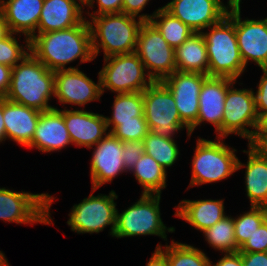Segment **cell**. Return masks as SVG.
<instances>
[{"instance_id":"obj_1","label":"cell","mask_w":267,"mask_h":266,"mask_svg":"<svg viewBox=\"0 0 267 266\" xmlns=\"http://www.w3.org/2000/svg\"><path fill=\"white\" fill-rule=\"evenodd\" d=\"M30 52L54 72L78 69L81 64L94 61L88 20L68 29L34 35L30 39ZM78 59L76 66H67Z\"/></svg>"},{"instance_id":"obj_2","label":"cell","mask_w":267,"mask_h":266,"mask_svg":"<svg viewBox=\"0 0 267 266\" xmlns=\"http://www.w3.org/2000/svg\"><path fill=\"white\" fill-rule=\"evenodd\" d=\"M55 72L49 70L31 52L12 68L11 82L5 98L41 112L55 108Z\"/></svg>"},{"instance_id":"obj_3","label":"cell","mask_w":267,"mask_h":266,"mask_svg":"<svg viewBox=\"0 0 267 266\" xmlns=\"http://www.w3.org/2000/svg\"><path fill=\"white\" fill-rule=\"evenodd\" d=\"M201 33L205 38L209 60L208 76L227 77L236 81L242 77L246 67L236 38L235 9H229L221 21Z\"/></svg>"},{"instance_id":"obj_4","label":"cell","mask_w":267,"mask_h":266,"mask_svg":"<svg viewBox=\"0 0 267 266\" xmlns=\"http://www.w3.org/2000/svg\"><path fill=\"white\" fill-rule=\"evenodd\" d=\"M90 18V19H89ZM88 20L94 58L135 52L138 32L143 21L125 13L86 17Z\"/></svg>"},{"instance_id":"obj_5","label":"cell","mask_w":267,"mask_h":266,"mask_svg":"<svg viewBox=\"0 0 267 266\" xmlns=\"http://www.w3.org/2000/svg\"><path fill=\"white\" fill-rule=\"evenodd\" d=\"M196 141L187 190L194 186L227 180L237 172L238 151L227 145L225 138L215 137V140H208L198 136Z\"/></svg>"},{"instance_id":"obj_6","label":"cell","mask_w":267,"mask_h":266,"mask_svg":"<svg viewBox=\"0 0 267 266\" xmlns=\"http://www.w3.org/2000/svg\"><path fill=\"white\" fill-rule=\"evenodd\" d=\"M141 197L121 213L117 209L116 228L113 237L158 236L167 241V234L175 227H167L161 218V194H140Z\"/></svg>"},{"instance_id":"obj_7","label":"cell","mask_w":267,"mask_h":266,"mask_svg":"<svg viewBox=\"0 0 267 266\" xmlns=\"http://www.w3.org/2000/svg\"><path fill=\"white\" fill-rule=\"evenodd\" d=\"M58 198L49 193H31L0 187V220L24 225L53 224L51 206Z\"/></svg>"},{"instance_id":"obj_8","label":"cell","mask_w":267,"mask_h":266,"mask_svg":"<svg viewBox=\"0 0 267 266\" xmlns=\"http://www.w3.org/2000/svg\"><path fill=\"white\" fill-rule=\"evenodd\" d=\"M96 189L92 188L88 197L74 204L69 212L67 225L77 234H98L108 226L109 234L113 237L116 228L118 195L114 190L109 194L94 195Z\"/></svg>"},{"instance_id":"obj_9","label":"cell","mask_w":267,"mask_h":266,"mask_svg":"<svg viewBox=\"0 0 267 266\" xmlns=\"http://www.w3.org/2000/svg\"><path fill=\"white\" fill-rule=\"evenodd\" d=\"M143 99V113L150 131L175 139V134L185 129L189 140L190 129L181 121L174 96L162 81H154L148 86L143 91Z\"/></svg>"},{"instance_id":"obj_10","label":"cell","mask_w":267,"mask_h":266,"mask_svg":"<svg viewBox=\"0 0 267 266\" xmlns=\"http://www.w3.org/2000/svg\"><path fill=\"white\" fill-rule=\"evenodd\" d=\"M103 60V67L98 72L102 95L108 90L114 94L143 92L154 82L135 52Z\"/></svg>"},{"instance_id":"obj_11","label":"cell","mask_w":267,"mask_h":266,"mask_svg":"<svg viewBox=\"0 0 267 266\" xmlns=\"http://www.w3.org/2000/svg\"><path fill=\"white\" fill-rule=\"evenodd\" d=\"M175 49L150 22L140 26L135 53L153 81H162L176 71Z\"/></svg>"},{"instance_id":"obj_12","label":"cell","mask_w":267,"mask_h":266,"mask_svg":"<svg viewBox=\"0 0 267 266\" xmlns=\"http://www.w3.org/2000/svg\"><path fill=\"white\" fill-rule=\"evenodd\" d=\"M237 82L228 88L225 97L222 138L234 134L249 143L258 123L255 97L253 88H236Z\"/></svg>"},{"instance_id":"obj_13","label":"cell","mask_w":267,"mask_h":266,"mask_svg":"<svg viewBox=\"0 0 267 266\" xmlns=\"http://www.w3.org/2000/svg\"><path fill=\"white\" fill-rule=\"evenodd\" d=\"M95 83L86 73L78 69L55 71L54 98L65 107V104L78 109H85L86 105L100 101L101 92L100 76Z\"/></svg>"},{"instance_id":"obj_14","label":"cell","mask_w":267,"mask_h":266,"mask_svg":"<svg viewBox=\"0 0 267 266\" xmlns=\"http://www.w3.org/2000/svg\"><path fill=\"white\" fill-rule=\"evenodd\" d=\"M88 149L93 150L89 163L92 188L97 190L120 174H128L122 159L123 142L111 133Z\"/></svg>"},{"instance_id":"obj_15","label":"cell","mask_w":267,"mask_h":266,"mask_svg":"<svg viewBox=\"0 0 267 266\" xmlns=\"http://www.w3.org/2000/svg\"><path fill=\"white\" fill-rule=\"evenodd\" d=\"M235 9V31L241 57L247 68L253 62L260 69L267 68V17L249 19L241 17Z\"/></svg>"},{"instance_id":"obj_16","label":"cell","mask_w":267,"mask_h":266,"mask_svg":"<svg viewBox=\"0 0 267 266\" xmlns=\"http://www.w3.org/2000/svg\"><path fill=\"white\" fill-rule=\"evenodd\" d=\"M208 75L195 72L175 71L162 82L174 96L181 121L190 129L199 114V94Z\"/></svg>"},{"instance_id":"obj_17","label":"cell","mask_w":267,"mask_h":266,"mask_svg":"<svg viewBox=\"0 0 267 266\" xmlns=\"http://www.w3.org/2000/svg\"><path fill=\"white\" fill-rule=\"evenodd\" d=\"M224 0H171L162 6L196 33L221 21L229 11Z\"/></svg>"},{"instance_id":"obj_18","label":"cell","mask_w":267,"mask_h":266,"mask_svg":"<svg viewBox=\"0 0 267 266\" xmlns=\"http://www.w3.org/2000/svg\"><path fill=\"white\" fill-rule=\"evenodd\" d=\"M236 80L227 77L208 76L199 94V114L196 123L190 128V137L202 124L210 123L215 128L217 138H222L224 102L228 88ZM206 122V123H205Z\"/></svg>"},{"instance_id":"obj_19","label":"cell","mask_w":267,"mask_h":266,"mask_svg":"<svg viewBox=\"0 0 267 266\" xmlns=\"http://www.w3.org/2000/svg\"><path fill=\"white\" fill-rule=\"evenodd\" d=\"M64 122L75 147L95 146L109 132L103 114L86 109H62Z\"/></svg>"},{"instance_id":"obj_20","label":"cell","mask_w":267,"mask_h":266,"mask_svg":"<svg viewBox=\"0 0 267 266\" xmlns=\"http://www.w3.org/2000/svg\"><path fill=\"white\" fill-rule=\"evenodd\" d=\"M73 145L62 115V108L57 106L49 111L41 112L36 125L35 134L29 149H37L41 153L60 152Z\"/></svg>"},{"instance_id":"obj_21","label":"cell","mask_w":267,"mask_h":266,"mask_svg":"<svg viewBox=\"0 0 267 266\" xmlns=\"http://www.w3.org/2000/svg\"><path fill=\"white\" fill-rule=\"evenodd\" d=\"M84 13L77 0H44L36 34L77 26L86 19Z\"/></svg>"},{"instance_id":"obj_22","label":"cell","mask_w":267,"mask_h":266,"mask_svg":"<svg viewBox=\"0 0 267 266\" xmlns=\"http://www.w3.org/2000/svg\"><path fill=\"white\" fill-rule=\"evenodd\" d=\"M41 111L3 98V120L6 140L22 147L31 144Z\"/></svg>"},{"instance_id":"obj_23","label":"cell","mask_w":267,"mask_h":266,"mask_svg":"<svg viewBox=\"0 0 267 266\" xmlns=\"http://www.w3.org/2000/svg\"><path fill=\"white\" fill-rule=\"evenodd\" d=\"M248 149L242 150L247 154L246 163L237 161V170L245 168L244 184L250 206L267 207V157L261 150L247 146Z\"/></svg>"},{"instance_id":"obj_24","label":"cell","mask_w":267,"mask_h":266,"mask_svg":"<svg viewBox=\"0 0 267 266\" xmlns=\"http://www.w3.org/2000/svg\"><path fill=\"white\" fill-rule=\"evenodd\" d=\"M225 199H183L174 207V216L185 220L190 226L202 233L224 218Z\"/></svg>"},{"instance_id":"obj_25","label":"cell","mask_w":267,"mask_h":266,"mask_svg":"<svg viewBox=\"0 0 267 266\" xmlns=\"http://www.w3.org/2000/svg\"><path fill=\"white\" fill-rule=\"evenodd\" d=\"M44 0H6L0 4V12L11 33L31 39L36 35Z\"/></svg>"},{"instance_id":"obj_26","label":"cell","mask_w":267,"mask_h":266,"mask_svg":"<svg viewBox=\"0 0 267 266\" xmlns=\"http://www.w3.org/2000/svg\"><path fill=\"white\" fill-rule=\"evenodd\" d=\"M176 70L208 75L209 60L205 38L202 33H194L181 46L175 48Z\"/></svg>"},{"instance_id":"obj_27","label":"cell","mask_w":267,"mask_h":266,"mask_svg":"<svg viewBox=\"0 0 267 266\" xmlns=\"http://www.w3.org/2000/svg\"><path fill=\"white\" fill-rule=\"evenodd\" d=\"M167 172L152 156L144 152L128 173L142 186L141 194H162V190L167 187Z\"/></svg>"},{"instance_id":"obj_28","label":"cell","mask_w":267,"mask_h":266,"mask_svg":"<svg viewBox=\"0 0 267 266\" xmlns=\"http://www.w3.org/2000/svg\"><path fill=\"white\" fill-rule=\"evenodd\" d=\"M114 96L112 114L105 116L109 133L119 125V121L136 120V116H144L143 92L121 93Z\"/></svg>"},{"instance_id":"obj_29","label":"cell","mask_w":267,"mask_h":266,"mask_svg":"<svg viewBox=\"0 0 267 266\" xmlns=\"http://www.w3.org/2000/svg\"><path fill=\"white\" fill-rule=\"evenodd\" d=\"M168 260V266H210V258L203 250L194 245L171 240L165 245H156Z\"/></svg>"},{"instance_id":"obj_30","label":"cell","mask_w":267,"mask_h":266,"mask_svg":"<svg viewBox=\"0 0 267 266\" xmlns=\"http://www.w3.org/2000/svg\"><path fill=\"white\" fill-rule=\"evenodd\" d=\"M150 22L162 34L167 43L174 49L181 46L195 31L180 19L172 16L163 7H159Z\"/></svg>"},{"instance_id":"obj_31","label":"cell","mask_w":267,"mask_h":266,"mask_svg":"<svg viewBox=\"0 0 267 266\" xmlns=\"http://www.w3.org/2000/svg\"><path fill=\"white\" fill-rule=\"evenodd\" d=\"M205 241L220 253H233L239 251L234 233V217L226 215L219 222L203 231Z\"/></svg>"},{"instance_id":"obj_32","label":"cell","mask_w":267,"mask_h":266,"mask_svg":"<svg viewBox=\"0 0 267 266\" xmlns=\"http://www.w3.org/2000/svg\"><path fill=\"white\" fill-rule=\"evenodd\" d=\"M144 152L152 156L166 171L179 159L180 150L175 139L158 136L150 131L143 140Z\"/></svg>"},{"instance_id":"obj_33","label":"cell","mask_w":267,"mask_h":266,"mask_svg":"<svg viewBox=\"0 0 267 266\" xmlns=\"http://www.w3.org/2000/svg\"><path fill=\"white\" fill-rule=\"evenodd\" d=\"M267 219V207L250 206V209L234 217V233L241 248L258 227Z\"/></svg>"},{"instance_id":"obj_34","label":"cell","mask_w":267,"mask_h":266,"mask_svg":"<svg viewBox=\"0 0 267 266\" xmlns=\"http://www.w3.org/2000/svg\"><path fill=\"white\" fill-rule=\"evenodd\" d=\"M19 35L18 37H16ZM22 35L11 33L5 39L0 40V64L15 67L20 63L27 54L30 53V39L24 36L22 43H19V38Z\"/></svg>"},{"instance_id":"obj_35","label":"cell","mask_w":267,"mask_h":266,"mask_svg":"<svg viewBox=\"0 0 267 266\" xmlns=\"http://www.w3.org/2000/svg\"><path fill=\"white\" fill-rule=\"evenodd\" d=\"M150 132L144 116H136V120L119 121V125L111 134L125 141H143Z\"/></svg>"},{"instance_id":"obj_36","label":"cell","mask_w":267,"mask_h":266,"mask_svg":"<svg viewBox=\"0 0 267 266\" xmlns=\"http://www.w3.org/2000/svg\"><path fill=\"white\" fill-rule=\"evenodd\" d=\"M240 253L267 252V219L239 249Z\"/></svg>"},{"instance_id":"obj_37","label":"cell","mask_w":267,"mask_h":266,"mask_svg":"<svg viewBox=\"0 0 267 266\" xmlns=\"http://www.w3.org/2000/svg\"><path fill=\"white\" fill-rule=\"evenodd\" d=\"M95 2L97 3L95 5ZM122 3L123 0H90L85 6V15L88 17L103 15V14H112V13H121L122 12ZM95 6V7H94ZM95 10L94 8H96ZM90 9L92 10L90 12Z\"/></svg>"},{"instance_id":"obj_38","label":"cell","mask_w":267,"mask_h":266,"mask_svg":"<svg viewBox=\"0 0 267 266\" xmlns=\"http://www.w3.org/2000/svg\"><path fill=\"white\" fill-rule=\"evenodd\" d=\"M144 153L143 141L123 142L122 159L127 172H129Z\"/></svg>"},{"instance_id":"obj_39","label":"cell","mask_w":267,"mask_h":266,"mask_svg":"<svg viewBox=\"0 0 267 266\" xmlns=\"http://www.w3.org/2000/svg\"><path fill=\"white\" fill-rule=\"evenodd\" d=\"M151 0H123L122 13L141 19L143 22L150 21L154 13L158 11L156 9L152 14L141 13L145 10V7L149 5Z\"/></svg>"},{"instance_id":"obj_40","label":"cell","mask_w":267,"mask_h":266,"mask_svg":"<svg viewBox=\"0 0 267 266\" xmlns=\"http://www.w3.org/2000/svg\"><path fill=\"white\" fill-rule=\"evenodd\" d=\"M261 71L263 74L257 84L256 92L253 89L258 117L267 113V68Z\"/></svg>"},{"instance_id":"obj_41","label":"cell","mask_w":267,"mask_h":266,"mask_svg":"<svg viewBox=\"0 0 267 266\" xmlns=\"http://www.w3.org/2000/svg\"><path fill=\"white\" fill-rule=\"evenodd\" d=\"M267 143V113L258 117L255 133L247 144L253 148L261 149Z\"/></svg>"},{"instance_id":"obj_42","label":"cell","mask_w":267,"mask_h":266,"mask_svg":"<svg viewBox=\"0 0 267 266\" xmlns=\"http://www.w3.org/2000/svg\"><path fill=\"white\" fill-rule=\"evenodd\" d=\"M242 266H267V252L240 253Z\"/></svg>"},{"instance_id":"obj_43","label":"cell","mask_w":267,"mask_h":266,"mask_svg":"<svg viewBox=\"0 0 267 266\" xmlns=\"http://www.w3.org/2000/svg\"><path fill=\"white\" fill-rule=\"evenodd\" d=\"M210 266H242V256L239 251L222 253L221 258L216 260V263L210 260Z\"/></svg>"},{"instance_id":"obj_44","label":"cell","mask_w":267,"mask_h":266,"mask_svg":"<svg viewBox=\"0 0 267 266\" xmlns=\"http://www.w3.org/2000/svg\"><path fill=\"white\" fill-rule=\"evenodd\" d=\"M12 67L0 64V98H5L11 82Z\"/></svg>"},{"instance_id":"obj_45","label":"cell","mask_w":267,"mask_h":266,"mask_svg":"<svg viewBox=\"0 0 267 266\" xmlns=\"http://www.w3.org/2000/svg\"><path fill=\"white\" fill-rule=\"evenodd\" d=\"M148 260L146 266H168L166 255L159 248H155Z\"/></svg>"},{"instance_id":"obj_46","label":"cell","mask_w":267,"mask_h":266,"mask_svg":"<svg viewBox=\"0 0 267 266\" xmlns=\"http://www.w3.org/2000/svg\"><path fill=\"white\" fill-rule=\"evenodd\" d=\"M6 141V128L3 120V98H0V144Z\"/></svg>"},{"instance_id":"obj_47","label":"cell","mask_w":267,"mask_h":266,"mask_svg":"<svg viewBox=\"0 0 267 266\" xmlns=\"http://www.w3.org/2000/svg\"><path fill=\"white\" fill-rule=\"evenodd\" d=\"M11 34L8 23L5 21L2 13L0 12V40L5 39Z\"/></svg>"},{"instance_id":"obj_48","label":"cell","mask_w":267,"mask_h":266,"mask_svg":"<svg viewBox=\"0 0 267 266\" xmlns=\"http://www.w3.org/2000/svg\"><path fill=\"white\" fill-rule=\"evenodd\" d=\"M241 3H243L242 0H227L226 6L229 9H241Z\"/></svg>"},{"instance_id":"obj_49","label":"cell","mask_w":267,"mask_h":266,"mask_svg":"<svg viewBox=\"0 0 267 266\" xmlns=\"http://www.w3.org/2000/svg\"><path fill=\"white\" fill-rule=\"evenodd\" d=\"M0 266H11L10 263L8 262V259L5 256V253L0 256Z\"/></svg>"},{"instance_id":"obj_50","label":"cell","mask_w":267,"mask_h":266,"mask_svg":"<svg viewBox=\"0 0 267 266\" xmlns=\"http://www.w3.org/2000/svg\"><path fill=\"white\" fill-rule=\"evenodd\" d=\"M260 150L267 157V143Z\"/></svg>"},{"instance_id":"obj_51","label":"cell","mask_w":267,"mask_h":266,"mask_svg":"<svg viewBox=\"0 0 267 266\" xmlns=\"http://www.w3.org/2000/svg\"><path fill=\"white\" fill-rule=\"evenodd\" d=\"M77 1H79L85 7L90 0H77Z\"/></svg>"}]
</instances>
